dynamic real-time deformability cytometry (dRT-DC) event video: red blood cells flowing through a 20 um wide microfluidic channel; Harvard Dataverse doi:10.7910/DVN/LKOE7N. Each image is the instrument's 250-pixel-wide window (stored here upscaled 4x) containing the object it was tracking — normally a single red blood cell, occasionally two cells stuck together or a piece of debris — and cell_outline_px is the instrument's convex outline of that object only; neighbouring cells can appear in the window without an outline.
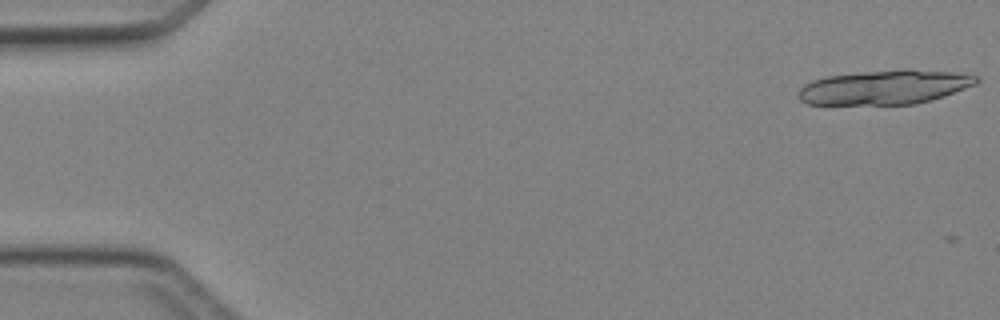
{"species": "Egyptian fruit bat (a non-hibernating species)", "species_latin": "Rousettus aegyptiacus", "temperature_condition": "cold", "stored_images_in_passage": 5, "camera_frame_rate_fps": 3000, "um_per_image_px": 0.085, "animal": {"sex": "female"}, "frame": {"image": 1, "passage_image": 1, "time_ms": 0.0, "image_size_px": [1000, 320], "cell_outline_px": [[980, 80], [976, 84], [932, 100], [916, 104], [808, 104], [800, 100], [796, 96], [800, 88], [804, 84], [812, 80], [828, 76], [864, 72], [904, 68], [912, 68], [952, 72], [976, 76]], "centroid_in_image_um": [75.19, 7.4], "position_along_channel_um": 9.8, "area_um2": 35.66}}